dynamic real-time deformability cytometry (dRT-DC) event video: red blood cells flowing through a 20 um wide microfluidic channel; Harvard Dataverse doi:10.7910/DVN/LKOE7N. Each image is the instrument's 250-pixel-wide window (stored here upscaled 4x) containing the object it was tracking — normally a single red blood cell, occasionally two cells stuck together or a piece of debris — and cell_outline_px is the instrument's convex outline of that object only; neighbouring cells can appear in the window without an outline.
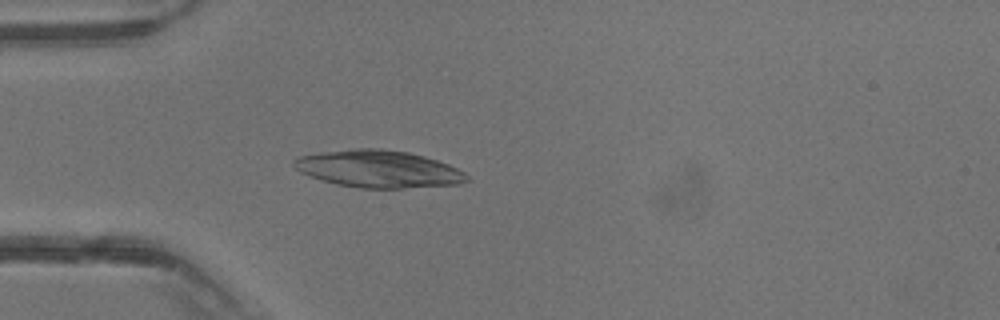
{"species": "common noctule bat (a hibernating species)", "species_latin": "Nyctalus noctula", "temperature_condition": "warm", "stored_images_in_passage": 40, "camera_frame_rate_fps": 3000, "um_per_image_px": 0.085, "animal": {"sex": "male", "body_mass_g": 13.3}, "frame": {"image": 1, "passage_image": 12, "time_ms": 3.667, "image_size_px": [1000, 320], "cell_outline_px": [[468, 180], [460, 184], [404, 188], [360, 188], [336, 184], [320, 180], [308, 176], [300, 172], [292, 164], [292, 160], [296, 156], [320, 152], [352, 148], [380, 148], [408, 152], [424, 156], [448, 164], [464, 172], [468, 176]], "centroid_in_image_um": [32.11, 14.35], "position_along_channel_um": 52.9, "area_um2": 37.8}}
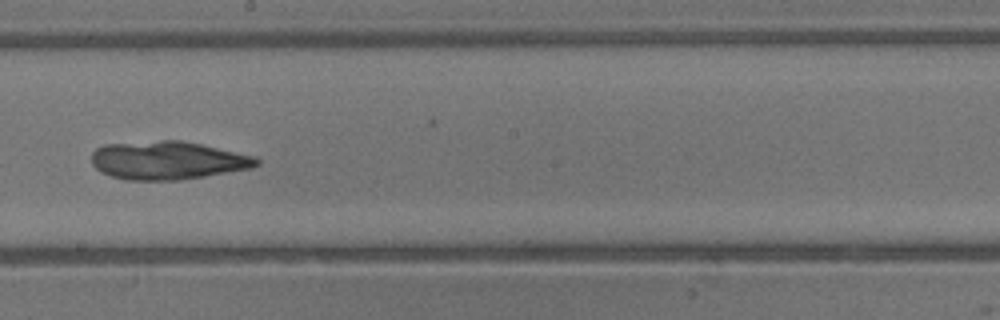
{"frame": {"image": 2, "passage_image": 23, "time_ms": 7.333, "image_size_px": [1000, 320], "cell_outline_px": [[260, 164], [252, 168], [180, 180], [124, 180], [100, 172], [92, 164], [92, 152], [96, 148], [104, 144], [160, 140], [180, 140], [200, 144], [256, 156], [260, 160]], "centroid_in_image_um": [14.24, 13.63], "position_along_channel_um": 234.0, "area_um2": 36.93}}
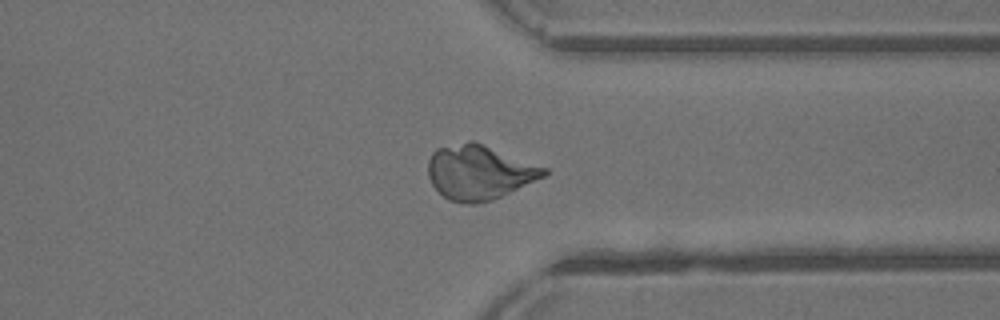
{"frame": {"image": 3, "passage_image": 31, "time_ms": 10.0, "image_size_px": [1000, 320], "cell_outline_px": [[548, 172], [544, 176], [492, 200], [476, 204], [468, 204], [448, 200], [432, 184], [428, 176], [428, 160], [432, 152], [436, 148], [468, 140], [472, 140], [548, 168]], "centroid_in_image_um": [40.7, 14.63], "position_along_channel_um": 370.7, "area_um2": 36.65}}